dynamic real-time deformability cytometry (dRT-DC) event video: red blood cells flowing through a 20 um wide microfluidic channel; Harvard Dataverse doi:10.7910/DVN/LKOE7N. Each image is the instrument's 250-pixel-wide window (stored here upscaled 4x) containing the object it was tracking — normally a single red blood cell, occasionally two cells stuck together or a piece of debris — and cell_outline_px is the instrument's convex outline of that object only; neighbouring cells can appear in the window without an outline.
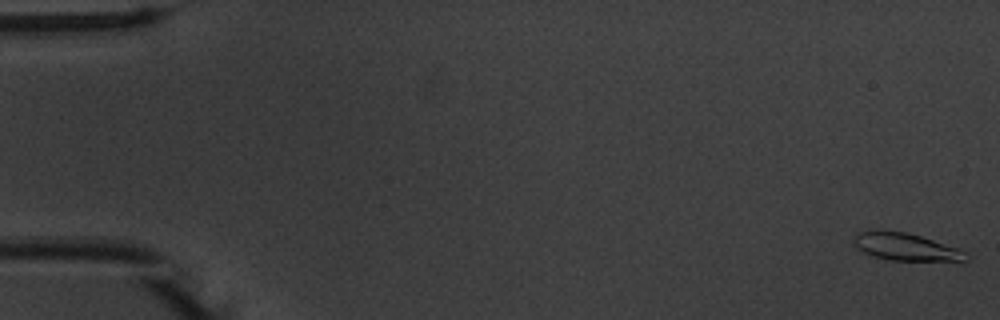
{"species": "common noctule bat (a hibernating species)", "species_latin": "Nyctalus noctula", "temperature_condition": "warm", "stored_images_in_passage": 56, "camera_frame_rate_fps": 3000, "um_per_image_px": 0.085, "animal": {"sex": "male", "body_mass_g": 20.1, "forearm_length_mm": 53.5}, "frame": {"image": 1, "passage_image": 1, "time_ms": 0.0, "image_size_px": [1000, 320], "cell_outline_px": [[968, 260], [892, 260], [872, 256], [864, 252], [852, 240], [852, 236], [860, 232], [904, 232], [920, 236], [956, 248], [964, 252]], "centroid_in_image_um": [76.95, 21.0], "position_along_channel_um": 8.1, "area_um2": 16.94}}
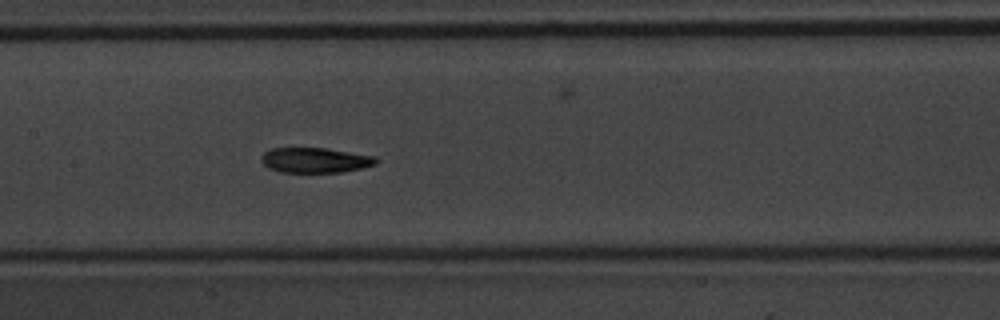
{"frame": {"image": 2, "passage_image": 27, "time_ms": 8.667, "image_size_px": [1000, 320], "cell_outline_px": [[380, 160], [376, 164], [360, 168], [340, 172], [280, 172], [268, 168], [260, 160], [260, 156], [264, 152], [272, 148], [324, 148], [376, 156]], "centroid_in_image_um": [26.77, 13.61], "position_along_channel_um": 180.6, "area_um2": 16.82}}
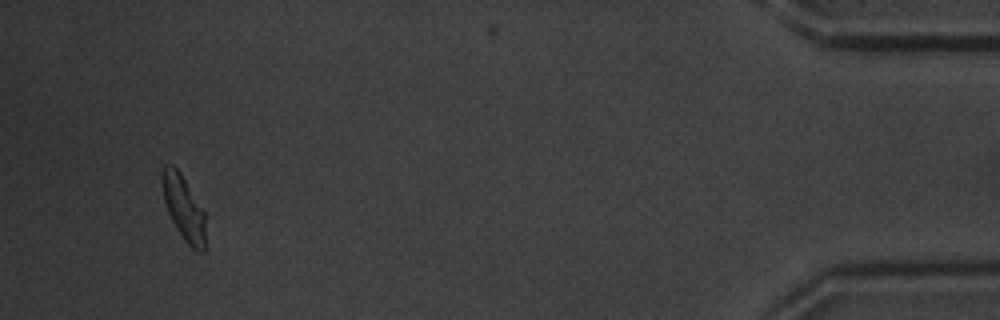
{"frame": {"image": 3, "passage_image": 52, "time_ms": 17.0, "image_size_px": [1000, 320], "cell_outline_px": [[208, 216], [204, 252], [196, 252], [184, 240], [176, 228], [168, 212], [164, 200], [160, 180], [160, 172], [164, 164], [172, 164], [180, 172]], "centroid_in_image_um": [15.64, 17.67], "position_along_channel_um": 419.6, "area_um2": 17.05}, "authors_computed_cell_mechanics": {"area_um2": 17.0221, "velocity_mm_per_s": 3.7274, "shape_relaxation_time_tau1_ms": 2.2994, "shape_relaxation_time_tau2_ms": 2.7014, "deformation_change_tau1": 0.1458, "deformation_change_tau2": 0.0955}}